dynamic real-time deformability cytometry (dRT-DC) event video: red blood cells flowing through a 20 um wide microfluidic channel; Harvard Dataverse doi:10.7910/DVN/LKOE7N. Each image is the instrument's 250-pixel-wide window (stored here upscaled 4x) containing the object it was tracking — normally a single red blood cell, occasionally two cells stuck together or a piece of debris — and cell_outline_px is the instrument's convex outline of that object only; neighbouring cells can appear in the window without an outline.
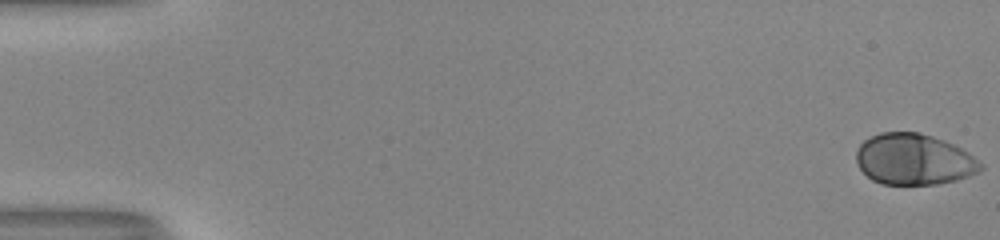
{"species": "human", "species_latin": "Homo sapiens", "temperature_condition": "room temperature", "stored_images_in_passage": 54, "camera_frame_rate_fps": 3000, "um_per_image_px": 0.085, "donor": {"sex": "male"}, "frame": {"image": 1, "passage_image": 1, "time_ms": 0.0, "image_size_px": [1000, 240], "cell_outline_px": [[984, 168], [980, 172], [956, 180], [936, 184], [884, 184], [872, 180], [860, 168], [856, 160], [856, 148], [864, 140], [880, 132], [920, 132], [944, 140], [960, 148], [984, 164]], "centroid_in_image_um": [77.68, 13.54], "position_along_channel_um": 7.3, "area_um2": 36.99}}
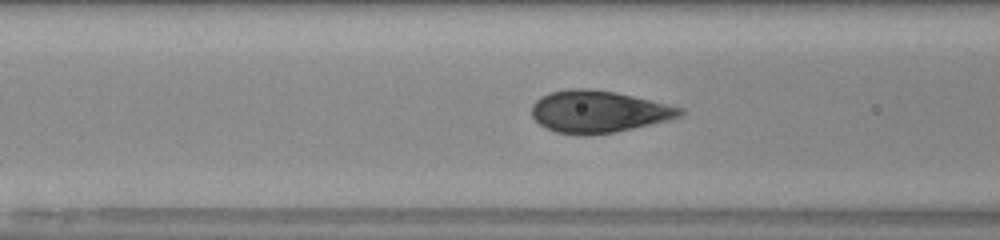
{"frame": {"image": 2, "passage_image": 23, "time_ms": 7.333, "image_size_px": [1000, 240], "cell_outline_px": [[688, 112], [680, 116], [668, 120], [632, 128], [612, 132], [584, 136], [580, 136], [556, 132], [544, 128], [532, 116], [532, 104], [540, 96], [552, 92], [572, 88], [588, 88], [616, 92], [684, 108]], "centroid_in_image_um": [50.86, 9.49], "position_along_channel_um": 115.7, "area_um2": 36.36}}
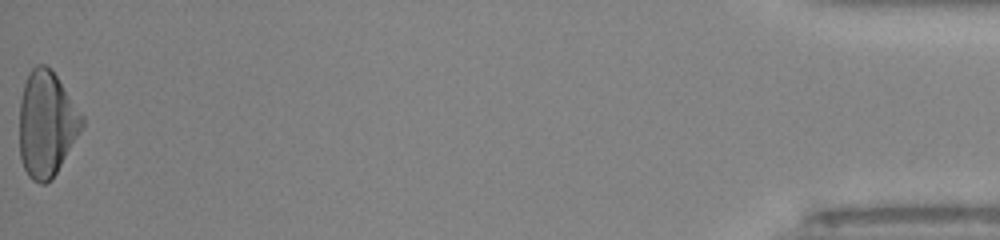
{"frame": {"image": 3, "passage_image": 54, "time_ms": 17.667, "image_size_px": [1000, 240], "cell_outline_px": [[84, 124], [80, 132], [52, 180], [44, 184], [40, 184], [32, 180], [28, 176], [24, 168], [20, 156], [20, 100], [24, 84], [28, 72], [36, 64], [44, 64], [56, 76], [84, 116]], "centroid_in_image_um": [3.95, 10.55], "position_along_channel_um": 431.2, "area_um2": 38.38}, "authors_computed_cell_mechanics": {"area_um2": 37.0498, "velocity_mm_per_s": 4.0059, "shape_relaxation_time_tau1_ms": 3.9043, "shape_relaxation_time_tau2_ms": null, "deformation_change_tau1": 0.2041, "deformation_change_tau2": null}}